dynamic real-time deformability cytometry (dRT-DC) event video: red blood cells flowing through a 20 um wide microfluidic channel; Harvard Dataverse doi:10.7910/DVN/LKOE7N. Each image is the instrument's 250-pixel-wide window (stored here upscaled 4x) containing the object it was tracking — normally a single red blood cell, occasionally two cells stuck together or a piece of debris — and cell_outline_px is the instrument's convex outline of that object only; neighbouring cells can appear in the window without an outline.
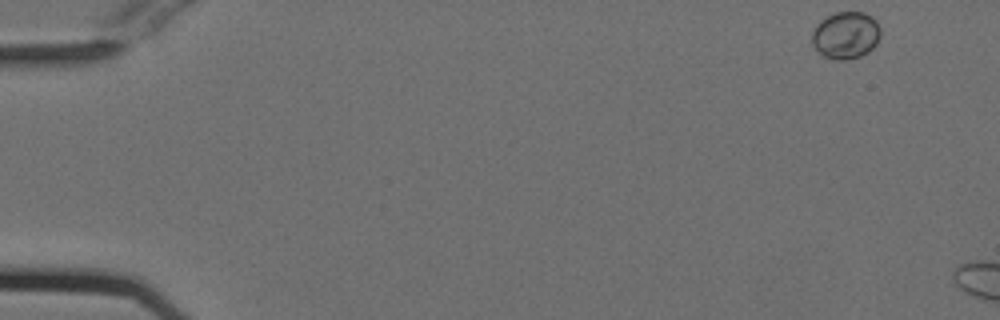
{"species": "Egyptian fruit bat (a non-hibernating species)", "species_latin": "Rousettus aegyptiacus", "temperature_condition": "cold", "stored_images_in_passage": 6, "camera_frame_rate_fps": 3000, "um_per_image_px": 0.085, "animal": {"sex": "female"}, "frame": {"image": 1, "passage_image": 1, "time_ms": 0.0, "image_size_px": [1000, 320], "cell_outline_px": [[880, 36], [876, 44], [868, 52], [860, 56], [844, 60], [836, 60], [824, 56], [812, 44], [812, 32], [816, 24], [820, 20], [836, 12], [864, 12], [872, 16], [876, 20], [880, 28]], "centroid_in_image_um": [71.9, 2.98], "position_along_channel_um": 13.1, "area_um2": 18.84}}